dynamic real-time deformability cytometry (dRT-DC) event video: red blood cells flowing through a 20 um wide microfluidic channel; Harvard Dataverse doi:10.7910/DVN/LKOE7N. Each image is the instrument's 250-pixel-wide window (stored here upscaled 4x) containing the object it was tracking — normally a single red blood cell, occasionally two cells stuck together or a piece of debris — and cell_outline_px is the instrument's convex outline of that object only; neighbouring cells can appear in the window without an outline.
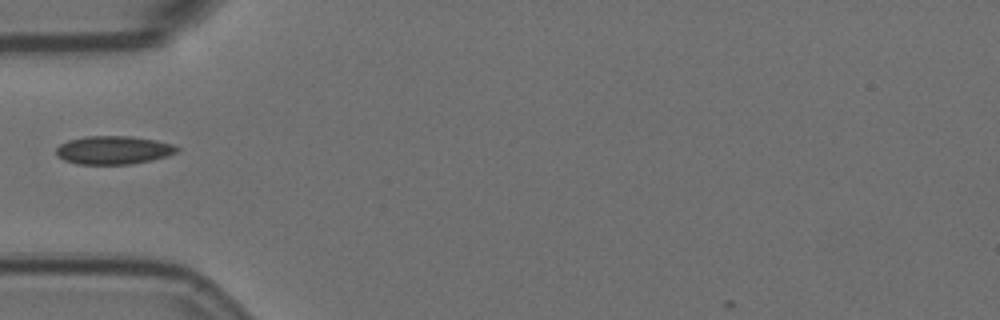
{"species": "Egyptian fruit bat (a non-hibernating species)", "species_latin": "Rousettus aegyptiacus", "temperature_condition": "room temperature", "stored_images_in_passage": 1, "camera_frame_rate_fps": 3000, "um_per_image_px": 0.085, "animal": {"sex": "female"}, "frame": {"image": 1, "passage_image": 1, "time_ms": 0.0, "image_size_px": [1000, 320], "cell_outline_px": [[180, 148], [176, 152], [168, 156], [152, 160], [132, 164], [76, 164], [64, 160], [56, 156], [56, 148], [60, 144], [68, 140], [84, 136], [132, 136], [156, 140], [172, 144]], "centroid_in_image_um": [9.63, 12.76], "position_along_channel_um": 75.4, "area_um2": 20.11}}